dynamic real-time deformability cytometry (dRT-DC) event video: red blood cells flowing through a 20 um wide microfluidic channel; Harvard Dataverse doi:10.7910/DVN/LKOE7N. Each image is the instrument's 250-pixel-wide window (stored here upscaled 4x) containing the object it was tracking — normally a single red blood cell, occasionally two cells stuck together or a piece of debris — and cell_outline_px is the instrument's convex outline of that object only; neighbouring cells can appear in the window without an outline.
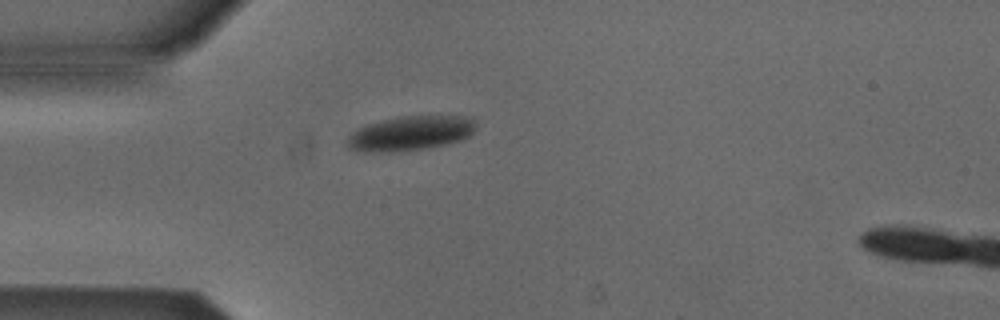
{"species": "Egyptian fruit bat (a non-hibernating species)", "species_latin": "Rousettus aegyptiacus", "temperature_condition": "cold", "stored_images_in_passage": 2, "camera_frame_rate_fps": 3000, "um_per_image_px": 0.085, "animal": {"sex": "male"}, "frame": {"image": 1, "passage_image": 1, "time_ms": 0.0, "image_size_px": [1000, 320], "cell_outline_px": [[476, 128], [468, 136], [460, 140], [448, 144], [428, 148], [392, 152], [364, 152], [348, 148], [344, 144], [348, 136], [356, 128], [368, 124], [396, 116], [428, 112], [468, 116], [476, 120]], "centroid_in_image_um": [34.92, 11.27], "position_along_channel_um": 50.1, "area_um2": 27.34}}